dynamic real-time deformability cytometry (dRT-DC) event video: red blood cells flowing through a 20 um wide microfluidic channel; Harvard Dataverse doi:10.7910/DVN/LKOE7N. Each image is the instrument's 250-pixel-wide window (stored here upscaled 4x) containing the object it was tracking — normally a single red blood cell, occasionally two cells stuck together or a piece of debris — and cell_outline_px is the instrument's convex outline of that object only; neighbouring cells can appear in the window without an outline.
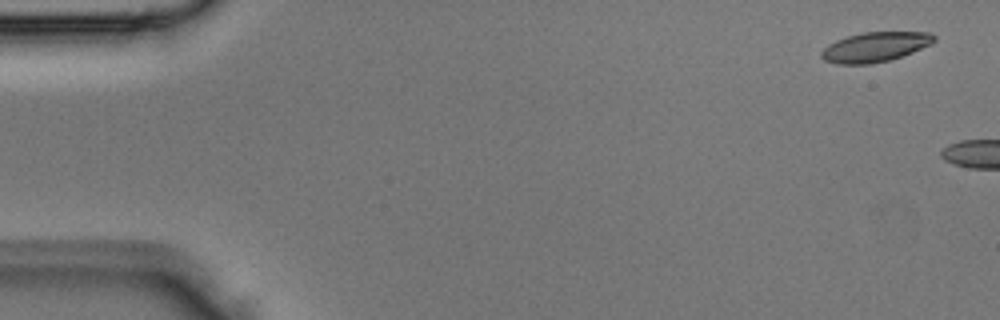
{"species": "Egyptian fruit bat (a non-hibernating species)", "species_latin": "Rousettus aegyptiacus", "temperature_condition": "room temperature", "stored_images_in_passage": 3, "camera_frame_rate_fps": 3000, "um_per_image_px": 0.085, "animal": {"sex": "male"}, "frame": {"image": 1, "passage_image": 1, "time_ms": 0.0, "image_size_px": [1000, 320], "cell_outline_px": [[936, 40], [932, 44], [912, 52], [888, 60], [872, 64], [836, 64], [824, 60], [820, 56], [820, 52], [828, 44], [836, 40], [848, 36], [864, 32], [932, 32], [936, 36]], "centroid_in_image_um": [74.38, 3.99], "position_along_channel_um": 10.6, "area_um2": 19.59}}